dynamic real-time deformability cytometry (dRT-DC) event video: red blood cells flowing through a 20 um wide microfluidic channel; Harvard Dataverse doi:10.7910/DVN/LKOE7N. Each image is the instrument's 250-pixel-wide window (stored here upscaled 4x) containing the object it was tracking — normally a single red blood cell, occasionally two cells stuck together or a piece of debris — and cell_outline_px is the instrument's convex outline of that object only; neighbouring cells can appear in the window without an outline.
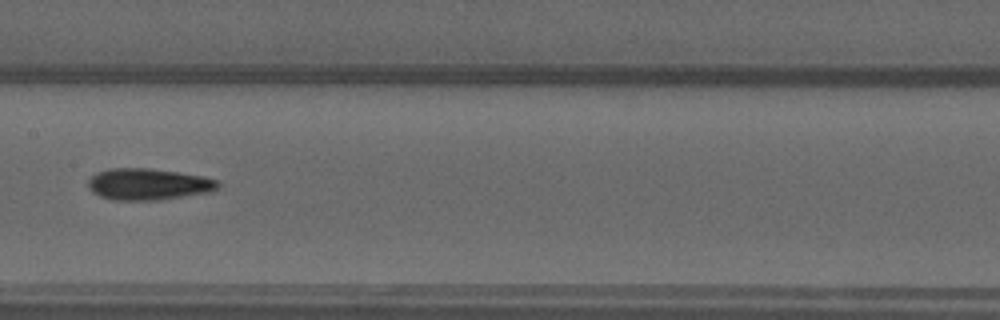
{"species": "common noctule bat (a hibernating species)", "species_latin": "Nyctalus noctula", "temperature_condition": "warm", "stored_images_in_passage": 37, "camera_frame_rate_fps": 3000, "um_per_image_px": 0.085, "animal": {"sex": "male", "forearm_length_mm": 52.5}, "frame": {"image": 1, "passage_image": 14, "time_ms": 4.333, "image_size_px": [1000, 320], "cell_outline_px": [[220, 184], [212, 192], [160, 200], [112, 200], [100, 196], [92, 192], [88, 188], [88, 180], [92, 176], [108, 168], [148, 168], [204, 176], [220, 180]], "centroid_in_image_um": [12.63, 15.66], "position_along_channel_um": 194.8, "area_um2": 23.99}}
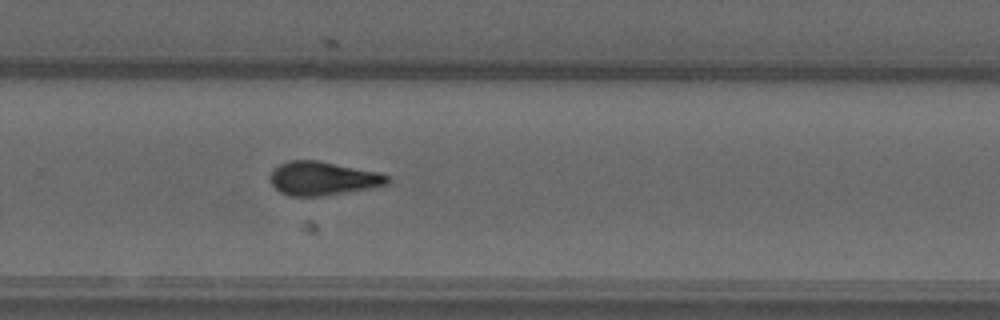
{"frame": {"image": 2, "passage_image": 22, "time_ms": 7.0, "image_size_px": [1000, 320], "cell_outline_px": [[392, 180], [388, 184], [372, 188], [324, 196], [288, 196], [280, 192], [268, 180], [268, 176], [272, 168], [280, 164], [292, 160], [316, 160], [380, 172], [388, 176]], "centroid_in_image_um": [27.43, 15.17], "position_along_channel_um": 302.4, "area_um2": 23.35}}
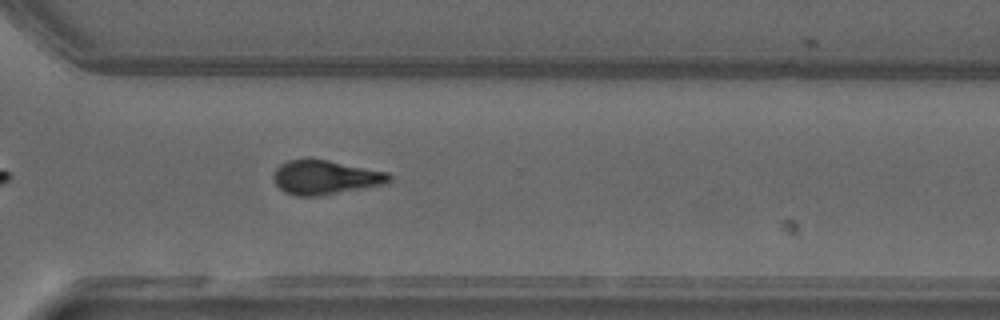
{"frame": {"image": 3, "passage_image": 25, "time_ms": 8.0, "image_size_px": [1000, 320], "cell_outline_px": [[392, 180], [384, 184], [316, 196], [296, 196], [284, 192], [276, 184], [272, 176], [276, 168], [280, 164], [288, 160], [328, 160], [388, 172], [392, 176]], "centroid_in_image_um": [27.64, 15.08], "position_along_channel_um": 343.0, "area_um2": 22.72}, "authors_computed_cell_mechanics": {"area_um2": 22.9466, "velocity_mm_per_s": 4.049, "shape_relaxation_time_tau1_ms": 6.0041, "shape_relaxation_time_tau2_ms": 3.245, "deformation_change_tau1": 0.2131, "deformation_change_tau2": 0.1216}}